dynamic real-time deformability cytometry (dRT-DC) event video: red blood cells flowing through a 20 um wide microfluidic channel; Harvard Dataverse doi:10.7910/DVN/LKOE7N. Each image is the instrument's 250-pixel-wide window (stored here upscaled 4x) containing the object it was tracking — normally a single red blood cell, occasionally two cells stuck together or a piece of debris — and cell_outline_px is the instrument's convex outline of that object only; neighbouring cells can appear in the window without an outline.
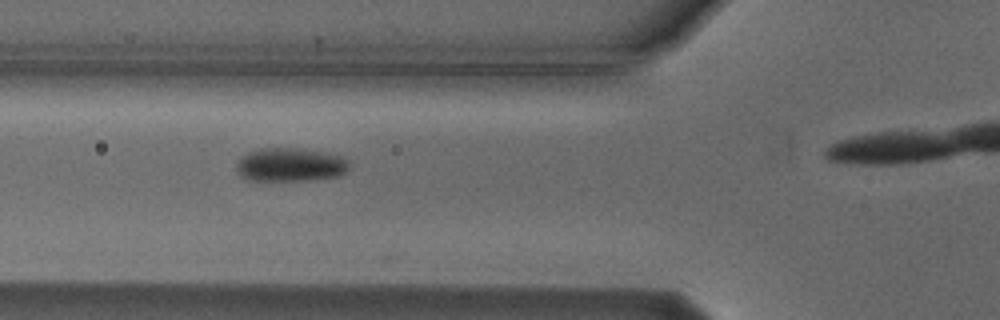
{"species": "Egyptian fruit bat (a non-hibernating species)", "species_latin": "Rousettus aegyptiacus", "temperature_condition": "cold", "stored_images_in_passage": 5, "camera_frame_rate_fps": 3000, "um_per_image_px": 0.085, "animal": {"sex": "male"}, "frame": {"image": 1, "passage_image": 3, "time_ms": 2.333, "image_size_px": [1000, 320], "cell_outline_px": [[348, 172], [340, 176], [308, 180], [248, 180], [240, 176], [236, 172], [236, 164], [240, 156], [248, 152], [260, 148], [296, 148], [324, 152], [340, 156], [348, 160]], "centroid_in_image_um": [24.65, 14.0], "position_along_channel_um": 101.2, "area_um2": 22.25}}